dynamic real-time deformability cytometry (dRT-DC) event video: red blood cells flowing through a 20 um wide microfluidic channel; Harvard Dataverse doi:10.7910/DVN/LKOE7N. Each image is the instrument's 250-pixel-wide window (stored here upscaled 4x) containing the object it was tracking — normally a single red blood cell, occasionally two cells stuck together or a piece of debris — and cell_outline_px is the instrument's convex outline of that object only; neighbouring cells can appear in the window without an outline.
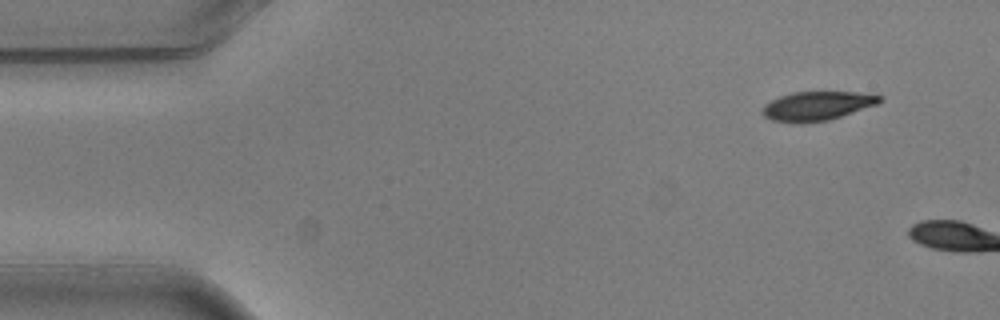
{"species": "common noctule bat (a hibernating species)", "species_latin": "Nyctalus noctula", "temperature_condition": "warm", "stored_images_in_passage": 2, "camera_frame_rate_fps": 3000, "um_per_image_px": 0.085, "animal": {"sex": "male", "body_mass_g": 20.5, "forearm_length_mm": 52.5}, "frame": {"image": 1, "passage_image": 1, "time_ms": 0.0, "image_size_px": [1000, 320], "cell_outline_px": [[884, 100], [876, 104], [828, 120], [804, 124], [796, 124], [772, 120], [764, 116], [760, 112], [764, 104], [780, 96], [792, 92], [856, 92], [880, 96]], "centroid_in_image_um": [69.38, 9.02], "position_along_channel_um": 15.6, "area_um2": 19.83}}